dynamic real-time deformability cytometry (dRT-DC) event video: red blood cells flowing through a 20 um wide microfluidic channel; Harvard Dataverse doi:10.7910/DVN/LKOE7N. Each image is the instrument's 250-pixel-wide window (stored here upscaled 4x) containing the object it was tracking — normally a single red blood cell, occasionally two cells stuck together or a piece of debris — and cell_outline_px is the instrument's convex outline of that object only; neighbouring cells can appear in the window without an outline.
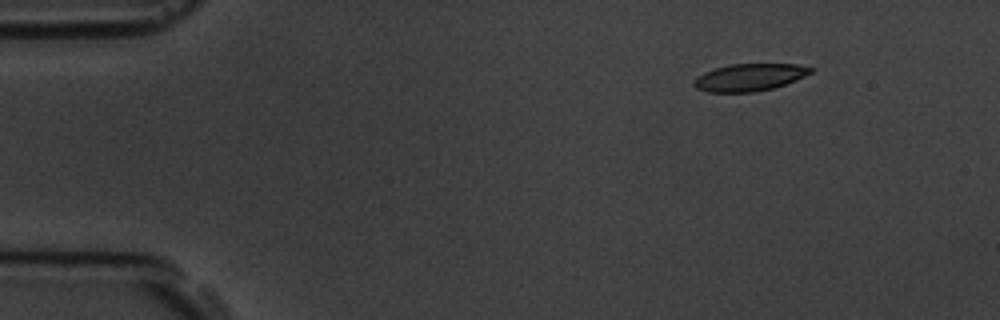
{"species": "common noctule bat (a hibernating species)", "species_latin": "Nyctalus noctula", "temperature_condition": "room temperature", "stored_images_in_passage": 3, "camera_frame_rate_fps": 3000, "um_per_image_px": 0.085, "animal": {"sex": "male", "body_mass_g": 19.5, "forearm_length_mm": 54.6}, "frame": {"image": 1, "passage_image": 1, "time_ms": 0.0, "image_size_px": [1000, 320], "cell_outline_px": [[816, 68], [812, 72], [796, 80], [772, 88], [752, 92], [708, 92], [696, 88], [692, 84], [696, 76], [704, 72], [728, 64], [796, 64]], "centroid_in_image_um": [63.69, 6.56], "position_along_channel_um": 21.3, "area_um2": 18.55}}
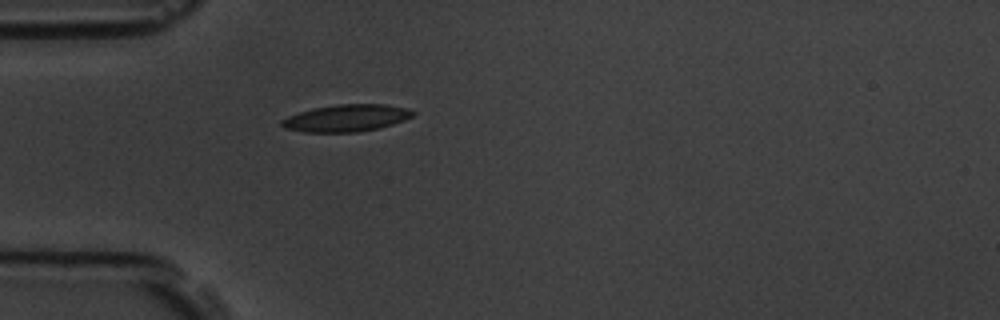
{"frame": {"image": 2, "passage_image": 3, "time_ms": 3.0, "image_size_px": [1000, 320], "cell_outline_px": [[416, 112], [412, 116], [404, 120], [380, 128], [356, 132], [304, 132], [284, 128], [280, 124], [280, 120], [288, 116], [312, 108], [336, 104], [384, 104], [408, 108]], "centroid_in_image_um": [29.43, 10.03], "position_along_channel_um": 55.6, "area_um2": 20.75}}